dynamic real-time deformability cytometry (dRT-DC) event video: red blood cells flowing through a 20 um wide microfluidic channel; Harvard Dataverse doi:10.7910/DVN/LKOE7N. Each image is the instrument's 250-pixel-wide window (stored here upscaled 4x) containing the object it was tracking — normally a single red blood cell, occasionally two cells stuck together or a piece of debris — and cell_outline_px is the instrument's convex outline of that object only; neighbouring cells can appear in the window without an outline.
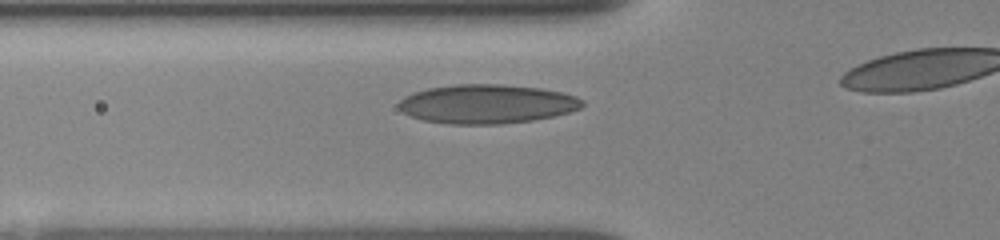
{"species": "human", "species_latin": "Homo sapiens", "temperature_condition": "room temperature", "stored_images_in_passage": 21, "camera_frame_rate_fps": 3000, "um_per_image_px": 0.085, "donor": {"sex": "female"}, "frame": {"image": 1, "passage_image": 5, "time_ms": 1.667, "image_size_px": [1000, 240], "cell_outline_px": [[584, 104], [580, 108], [568, 112], [552, 116], [532, 120], [500, 124], [448, 124], [420, 120], [404, 112], [396, 104], [404, 96], [412, 92], [428, 88], [456, 84], [500, 84], [540, 88], [560, 92], [576, 96], [584, 100]], "centroid_in_image_um": [41.35, 8.83], "position_along_channel_um": 84.4, "area_um2": 41.85}}
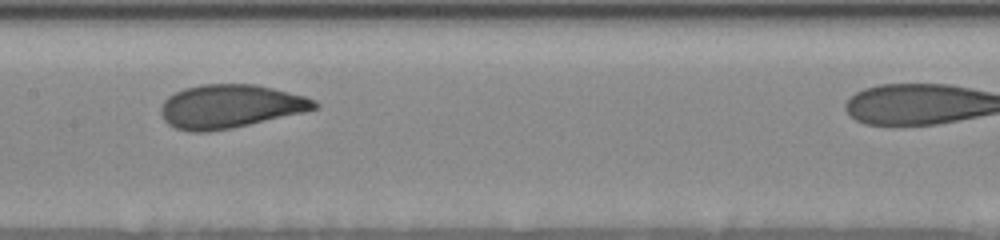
{"frame": {"image": 2, "passage_image": 13, "time_ms": 4.333, "image_size_px": [1000, 240], "cell_outline_px": [[320, 104], [316, 108], [304, 112], [232, 128], [208, 132], [188, 132], [176, 128], [168, 124], [164, 120], [160, 112], [160, 108], [164, 100], [168, 96], [184, 88], [200, 84], [256, 84], [304, 96], [316, 100]], "centroid_in_image_um": [19.53, 9.04], "position_along_channel_um": 187.9, "area_um2": 39.02}}
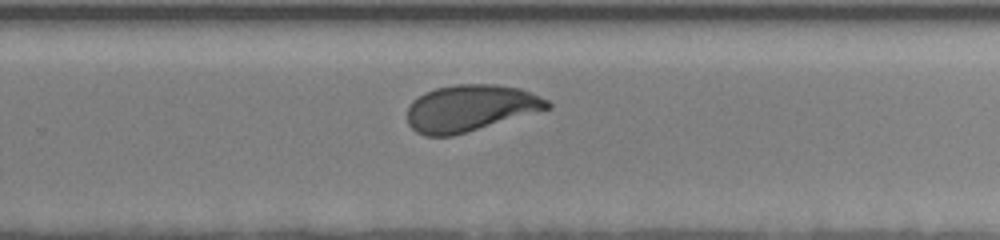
{"frame": {"image": 3, "passage_image": 20, "time_ms": 7.0, "image_size_px": [1000, 240], "cell_outline_px": [[552, 108], [452, 136], [424, 136], [416, 132], [408, 124], [408, 104], [412, 100], [424, 92], [436, 88], [456, 84], [496, 84], [520, 88], [548, 100], [552, 104]], "centroid_in_image_um": [39.96, 9.18], "position_along_channel_um": 289.8, "area_um2": 38.15}}